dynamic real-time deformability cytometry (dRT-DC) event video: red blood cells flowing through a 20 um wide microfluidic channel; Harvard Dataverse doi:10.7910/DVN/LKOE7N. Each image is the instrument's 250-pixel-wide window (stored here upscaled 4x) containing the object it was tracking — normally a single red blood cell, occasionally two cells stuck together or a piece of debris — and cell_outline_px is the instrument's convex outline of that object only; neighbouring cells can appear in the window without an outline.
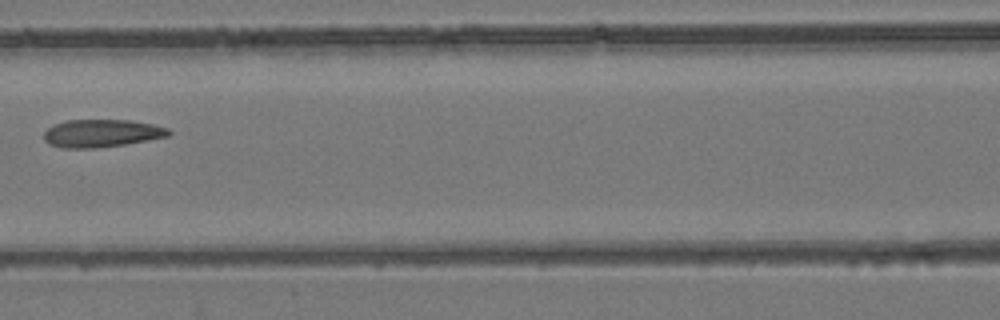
{"species": "common noctule bat (a hibernating species)", "species_latin": "Nyctalus noctula", "temperature_condition": "room temperature", "stored_images_in_passage": 5, "camera_frame_rate_fps": 3000, "um_per_image_px": 0.085, "animal": {"sex": "female", "body_mass_g": 24.6, "forearm_length_mm": 56.2}, "frame": {"image": 1, "passage_image": 4, "time_ms": 3.333, "image_size_px": [1000, 320], "cell_outline_px": [[172, 132], [168, 136], [148, 140], [124, 144], [96, 148], [60, 148], [48, 144], [44, 140], [44, 132], [48, 128], [64, 120], [128, 120], [152, 124], [168, 128]], "centroid_in_image_um": [8.61, 11.33], "position_along_channel_um": 158.0, "area_um2": 20.17}}
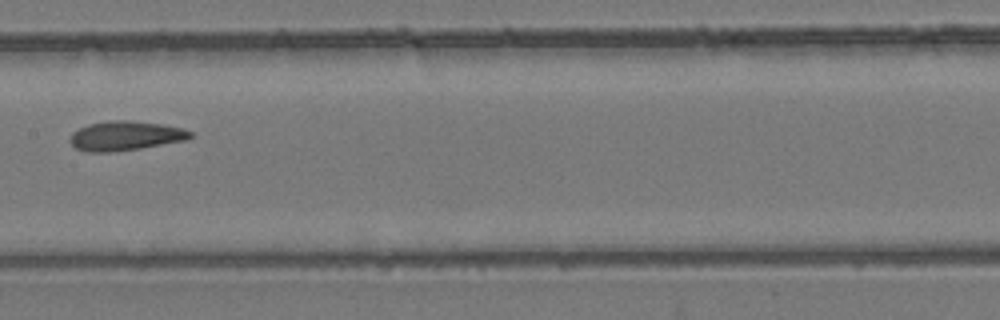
{"frame": {"image": 2, "passage_image": 5, "time_ms": 4.333, "image_size_px": [1000, 320], "cell_outline_px": [[192, 136], [184, 140], [140, 148], [112, 152], [88, 152], [76, 148], [68, 140], [72, 132], [88, 124], [108, 120], [128, 120], [164, 124], [184, 128], [192, 132]], "centroid_in_image_um": [10.63, 11.53], "position_along_channel_um": 196.8, "area_um2": 20.63}}